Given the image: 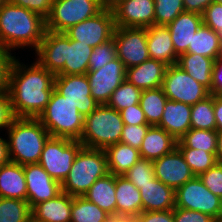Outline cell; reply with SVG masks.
Here are the masks:
<instances>
[{"mask_svg": "<svg viewBox=\"0 0 222 222\" xmlns=\"http://www.w3.org/2000/svg\"><path fill=\"white\" fill-rule=\"evenodd\" d=\"M108 171L115 176H123L141 159L139 150L121 142L104 149Z\"/></svg>", "mask_w": 222, "mask_h": 222, "instance_id": "f1b7e54d", "label": "cell"}, {"mask_svg": "<svg viewBox=\"0 0 222 222\" xmlns=\"http://www.w3.org/2000/svg\"><path fill=\"white\" fill-rule=\"evenodd\" d=\"M214 222H222V219L215 220Z\"/></svg>", "mask_w": 222, "mask_h": 222, "instance_id": "be15d7a7", "label": "cell"}, {"mask_svg": "<svg viewBox=\"0 0 222 222\" xmlns=\"http://www.w3.org/2000/svg\"><path fill=\"white\" fill-rule=\"evenodd\" d=\"M158 127L180 140L191 129V105L168 99Z\"/></svg>", "mask_w": 222, "mask_h": 222, "instance_id": "44dd1931", "label": "cell"}, {"mask_svg": "<svg viewBox=\"0 0 222 222\" xmlns=\"http://www.w3.org/2000/svg\"><path fill=\"white\" fill-rule=\"evenodd\" d=\"M149 127V124L124 125L120 142L139 150Z\"/></svg>", "mask_w": 222, "mask_h": 222, "instance_id": "7bdbcfd3", "label": "cell"}, {"mask_svg": "<svg viewBox=\"0 0 222 222\" xmlns=\"http://www.w3.org/2000/svg\"><path fill=\"white\" fill-rule=\"evenodd\" d=\"M147 48L151 59L174 65L177 63L178 55L176 54L171 40L170 30L167 26H156L146 28Z\"/></svg>", "mask_w": 222, "mask_h": 222, "instance_id": "7402d4cb", "label": "cell"}, {"mask_svg": "<svg viewBox=\"0 0 222 222\" xmlns=\"http://www.w3.org/2000/svg\"><path fill=\"white\" fill-rule=\"evenodd\" d=\"M38 119L51 137L80 140L84 128V117L68 100L53 90L49 103Z\"/></svg>", "mask_w": 222, "mask_h": 222, "instance_id": "52a82bcc", "label": "cell"}, {"mask_svg": "<svg viewBox=\"0 0 222 222\" xmlns=\"http://www.w3.org/2000/svg\"><path fill=\"white\" fill-rule=\"evenodd\" d=\"M191 128L216 130L214 96L211 94L191 106Z\"/></svg>", "mask_w": 222, "mask_h": 222, "instance_id": "e575fe53", "label": "cell"}, {"mask_svg": "<svg viewBox=\"0 0 222 222\" xmlns=\"http://www.w3.org/2000/svg\"><path fill=\"white\" fill-rule=\"evenodd\" d=\"M105 0H53L46 30L64 33L70 27L100 13Z\"/></svg>", "mask_w": 222, "mask_h": 222, "instance_id": "ba28073f", "label": "cell"}, {"mask_svg": "<svg viewBox=\"0 0 222 222\" xmlns=\"http://www.w3.org/2000/svg\"><path fill=\"white\" fill-rule=\"evenodd\" d=\"M168 100L162 87L142 90L140 106L150 126H158Z\"/></svg>", "mask_w": 222, "mask_h": 222, "instance_id": "1f68e13d", "label": "cell"}, {"mask_svg": "<svg viewBox=\"0 0 222 222\" xmlns=\"http://www.w3.org/2000/svg\"><path fill=\"white\" fill-rule=\"evenodd\" d=\"M216 130H199L191 128L180 140L177 147H188L205 152L216 153L217 151Z\"/></svg>", "mask_w": 222, "mask_h": 222, "instance_id": "d6a6232c", "label": "cell"}, {"mask_svg": "<svg viewBox=\"0 0 222 222\" xmlns=\"http://www.w3.org/2000/svg\"><path fill=\"white\" fill-rule=\"evenodd\" d=\"M216 131L222 132V97L214 96Z\"/></svg>", "mask_w": 222, "mask_h": 222, "instance_id": "db71d44e", "label": "cell"}, {"mask_svg": "<svg viewBox=\"0 0 222 222\" xmlns=\"http://www.w3.org/2000/svg\"><path fill=\"white\" fill-rule=\"evenodd\" d=\"M203 24L219 34L222 39V4L211 2L202 14Z\"/></svg>", "mask_w": 222, "mask_h": 222, "instance_id": "ee69618b", "label": "cell"}, {"mask_svg": "<svg viewBox=\"0 0 222 222\" xmlns=\"http://www.w3.org/2000/svg\"><path fill=\"white\" fill-rule=\"evenodd\" d=\"M177 147V140L163 128L150 126L139 149L140 157L154 161L172 152Z\"/></svg>", "mask_w": 222, "mask_h": 222, "instance_id": "484cf974", "label": "cell"}, {"mask_svg": "<svg viewBox=\"0 0 222 222\" xmlns=\"http://www.w3.org/2000/svg\"><path fill=\"white\" fill-rule=\"evenodd\" d=\"M202 24L201 14L183 12L167 25L174 50L178 56L188 51L189 44H192L193 35Z\"/></svg>", "mask_w": 222, "mask_h": 222, "instance_id": "d6986e66", "label": "cell"}, {"mask_svg": "<svg viewBox=\"0 0 222 222\" xmlns=\"http://www.w3.org/2000/svg\"><path fill=\"white\" fill-rule=\"evenodd\" d=\"M0 197L27 201L23 166L9 162L0 166Z\"/></svg>", "mask_w": 222, "mask_h": 222, "instance_id": "4316f807", "label": "cell"}, {"mask_svg": "<svg viewBox=\"0 0 222 222\" xmlns=\"http://www.w3.org/2000/svg\"><path fill=\"white\" fill-rule=\"evenodd\" d=\"M26 179L27 202L31 208L43 201L55 198L62 192L61 183L53 179L39 163L23 166Z\"/></svg>", "mask_w": 222, "mask_h": 222, "instance_id": "e0dca14e", "label": "cell"}, {"mask_svg": "<svg viewBox=\"0 0 222 222\" xmlns=\"http://www.w3.org/2000/svg\"><path fill=\"white\" fill-rule=\"evenodd\" d=\"M5 49L0 48V92L8 89L9 71L15 55Z\"/></svg>", "mask_w": 222, "mask_h": 222, "instance_id": "c3c4849f", "label": "cell"}, {"mask_svg": "<svg viewBox=\"0 0 222 222\" xmlns=\"http://www.w3.org/2000/svg\"><path fill=\"white\" fill-rule=\"evenodd\" d=\"M10 162L8 143L6 139L0 137V166Z\"/></svg>", "mask_w": 222, "mask_h": 222, "instance_id": "11a10c76", "label": "cell"}, {"mask_svg": "<svg viewBox=\"0 0 222 222\" xmlns=\"http://www.w3.org/2000/svg\"><path fill=\"white\" fill-rule=\"evenodd\" d=\"M215 219L208 214L186 210L183 208H174V222H214Z\"/></svg>", "mask_w": 222, "mask_h": 222, "instance_id": "bcb514c9", "label": "cell"}, {"mask_svg": "<svg viewBox=\"0 0 222 222\" xmlns=\"http://www.w3.org/2000/svg\"><path fill=\"white\" fill-rule=\"evenodd\" d=\"M8 1L17 6L27 8L30 11L39 14L45 19L50 14L53 2V0H8Z\"/></svg>", "mask_w": 222, "mask_h": 222, "instance_id": "f6af8a7d", "label": "cell"}, {"mask_svg": "<svg viewBox=\"0 0 222 222\" xmlns=\"http://www.w3.org/2000/svg\"><path fill=\"white\" fill-rule=\"evenodd\" d=\"M198 177L213 194L222 199V163L217 162Z\"/></svg>", "mask_w": 222, "mask_h": 222, "instance_id": "b9f144b4", "label": "cell"}, {"mask_svg": "<svg viewBox=\"0 0 222 222\" xmlns=\"http://www.w3.org/2000/svg\"><path fill=\"white\" fill-rule=\"evenodd\" d=\"M45 32L46 20L39 14L9 1L0 5V48L10 52L21 47L36 50Z\"/></svg>", "mask_w": 222, "mask_h": 222, "instance_id": "3957f363", "label": "cell"}, {"mask_svg": "<svg viewBox=\"0 0 222 222\" xmlns=\"http://www.w3.org/2000/svg\"><path fill=\"white\" fill-rule=\"evenodd\" d=\"M186 53L200 54L215 60L222 56V39L218 33L202 24L193 35L192 44H189Z\"/></svg>", "mask_w": 222, "mask_h": 222, "instance_id": "4dcf8cb0", "label": "cell"}, {"mask_svg": "<svg viewBox=\"0 0 222 222\" xmlns=\"http://www.w3.org/2000/svg\"><path fill=\"white\" fill-rule=\"evenodd\" d=\"M143 211H167L175 208V190L156 177L139 189Z\"/></svg>", "mask_w": 222, "mask_h": 222, "instance_id": "603a6c76", "label": "cell"}, {"mask_svg": "<svg viewBox=\"0 0 222 222\" xmlns=\"http://www.w3.org/2000/svg\"><path fill=\"white\" fill-rule=\"evenodd\" d=\"M105 222H135V219L123 215H110Z\"/></svg>", "mask_w": 222, "mask_h": 222, "instance_id": "9f6ffc18", "label": "cell"}, {"mask_svg": "<svg viewBox=\"0 0 222 222\" xmlns=\"http://www.w3.org/2000/svg\"><path fill=\"white\" fill-rule=\"evenodd\" d=\"M155 177L175 191L195 175L176 147L172 152L153 161Z\"/></svg>", "mask_w": 222, "mask_h": 222, "instance_id": "ac0fdd59", "label": "cell"}, {"mask_svg": "<svg viewBox=\"0 0 222 222\" xmlns=\"http://www.w3.org/2000/svg\"><path fill=\"white\" fill-rule=\"evenodd\" d=\"M213 63L212 58L200 54L183 53L178 56L176 64L210 90Z\"/></svg>", "mask_w": 222, "mask_h": 222, "instance_id": "f546056e", "label": "cell"}, {"mask_svg": "<svg viewBox=\"0 0 222 222\" xmlns=\"http://www.w3.org/2000/svg\"><path fill=\"white\" fill-rule=\"evenodd\" d=\"M15 118L7 90L0 92V130H7Z\"/></svg>", "mask_w": 222, "mask_h": 222, "instance_id": "7dc6e473", "label": "cell"}, {"mask_svg": "<svg viewBox=\"0 0 222 222\" xmlns=\"http://www.w3.org/2000/svg\"><path fill=\"white\" fill-rule=\"evenodd\" d=\"M125 125H144L148 124L140 104L132 105L120 111Z\"/></svg>", "mask_w": 222, "mask_h": 222, "instance_id": "681fc988", "label": "cell"}, {"mask_svg": "<svg viewBox=\"0 0 222 222\" xmlns=\"http://www.w3.org/2000/svg\"><path fill=\"white\" fill-rule=\"evenodd\" d=\"M124 125L120 112L107 105H99L84 117L79 141L86 148L105 149L120 142Z\"/></svg>", "mask_w": 222, "mask_h": 222, "instance_id": "8992f818", "label": "cell"}, {"mask_svg": "<svg viewBox=\"0 0 222 222\" xmlns=\"http://www.w3.org/2000/svg\"><path fill=\"white\" fill-rule=\"evenodd\" d=\"M116 215L136 218L142 211L140 191L125 176H115Z\"/></svg>", "mask_w": 222, "mask_h": 222, "instance_id": "d4e9b609", "label": "cell"}, {"mask_svg": "<svg viewBox=\"0 0 222 222\" xmlns=\"http://www.w3.org/2000/svg\"><path fill=\"white\" fill-rule=\"evenodd\" d=\"M115 192V175L108 173L105 177L97 179L83 197L108 214L116 215Z\"/></svg>", "mask_w": 222, "mask_h": 222, "instance_id": "83f0119b", "label": "cell"}, {"mask_svg": "<svg viewBox=\"0 0 222 222\" xmlns=\"http://www.w3.org/2000/svg\"><path fill=\"white\" fill-rule=\"evenodd\" d=\"M162 88L169 100L191 106L210 95L205 86L197 82L177 64L167 67Z\"/></svg>", "mask_w": 222, "mask_h": 222, "instance_id": "8fae6325", "label": "cell"}, {"mask_svg": "<svg viewBox=\"0 0 222 222\" xmlns=\"http://www.w3.org/2000/svg\"><path fill=\"white\" fill-rule=\"evenodd\" d=\"M213 0H183L185 12L203 14Z\"/></svg>", "mask_w": 222, "mask_h": 222, "instance_id": "f5cc1de1", "label": "cell"}, {"mask_svg": "<svg viewBox=\"0 0 222 222\" xmlns=\"http://www.w3.org/2000/svg\"><path fill=\"white\" fill-rule=\"evenodd\" d=\"M70 222H105L110 216L83 196L73 197Z\"/></svg>", "mask_w": 222, "mask_h": 222, "instance_id": "836d02e7", "label": "cell"}, {"mask_svg": "<svg viewBox=\"0 0 222 222\" xmlns=\"http://www.w3.org/2000/svg\"><path fill=\"white\" fill-rule=\"evenodd\" d=\"M91 88V96L99 105H106L111 94L125 80L126 68L117 57L98 70L86 73Z\"/></svg>", "mask_w": 222, "mask_h": 222, "instance_id": "9a60e30c", "label": "cell"}, {"mask_svg": "<svg viewBox=\"0 0 222 222\" xmlns=\"http://www.w3.org/2000/svg\"><path fill=\"white\" fill-rule=\"evenodd\" d=\"M124 176L131 181L136 188L140 189L141 185H145L155 178L153 161L142 158L139 159L136 164L124 174Z\"/></svg>", "mask_w": 222, "mask_h": 222, "instance_id": "ab89813d", "label": "cell"}, {"mask_svg": "<svg viewBox=\"0 0 222 222\" xmlns=\"http://www.w3.org/2000/svg\"><path fill=\"white\" fill-rule=\"evenodd\" d=\"M14 58L8 80V93L15 117L38 118L49 103L55 74L37 61L26 66Z\"/></svg>", "mask_w": 222, "mask_h": 222, "instance_id": "6da1fadb", "label": "cell"}, {"mask_svg": "<svg viewBox=\"0 0 222 222\" xmlns=\"http://www.w3.org/2000/svg\"><path fill=\"white\" fill-rule=\"evenodd\" d=\"M135 222H174V209L167 211H142Z\"/></svg>", "mask_w": 222, "mask_h": 222, "instance_id": "f907efd6", "label": "cell"}, {"mask_svg": "<svg viewBox=\"0 0 222 222\" xmlns=\"http://www.w3.org/2000/svg\"><path fill=\"white\" fill-rule=\"evenodd\" d=\"M6 131L10 161L22 166L38 163L51 137L38 118L15 117Z\"/></svg>", "mask_w": 222, "mask_h": 222, "instance_id": "277c9868", "label": "cell"}, {"mask_svg": "<svg viewBox=\"0 0 222 222\" xmlns=\"http://www.w3.org/2000/svg\"><path fill=\"white\" fill-rule=\"evenodd\" d=\"M209 93L212 96L222 97V56L214 60Z\"/></svg>", "mask_w": 222, "mask_h": 222, "instance_id": "816d5d0a", "label": "cell"}, {"mask_svg": "<svg viewBox=\"0 0 222 222\" xmlns=\"http://www.w3.org/2000/svg\"><path fill=\"white\" fill-rule=\"evenodd\" d=\"M117 0H105L106 6H111Z\"/></svg>", "mask_w": 222, "mask_h": 222, "instance_id": "680465c9", "label": "cell"}, {"mask_svg": "<svg viewBox=\"0 0 222 222\" xmlns=\"http://www.w3.org/2000/svg\"><path fill=\"white\" fill-rule=\"evenodd\" d=\"M73 197L61 192L55 198L31 208L32 218L38 222H70Z\"/></svg>", "mask_w": 222, "mask_h": 222, "instance_id": "cb8c5ba5", "label": "cell"}, {"mask_svg": "<svg viewBox=\"0 0 222 222\" xmlns=\"http://www.w3.org/2000/svg\"><path fill=\"white\" fill-rule=\"evenodd\" d=\"M113 39L117 57L126 69L140 65L150 58L146 28L115 27Z\"/></svg>", "mask_w": 222, "mask_h": 222, "instance_id": "4fadbf2b", "label": "cell"}, {"mask_svg": "<svg viewBox=\"0 0 222 222\" xmlns=\"http://www.w3.org/2000/svg\"><path fill=\"white\" fill-rule=\"evenodd\" d=\"M117 58L114 39L93 48L88 71H95Z\"/></svg>", "mask_w": 222, "mask_h": 222, "instance_id": "60d3db41", "label": "cell"}, {"mask_svg": "<svg viewBox=\"0 0 222 222\" xmlns=\"http://www.w3.org/2000/svg\"><path fill=\"white\" fill-rule=\"evenodd\" d=\"M27 222H38V221L34 220V219L31 217Z\"/></svg>", "mask_w": 222, "mask_h": 222, "instance_id": "91938a15", "label": "cell"}, {"mask_svg": "<svg viewBox=\"0 0 222 222\" xmlns=\"http://www.w3.org/2000/svg\"><path fill=\"white\" fill-rule=\"evenodd\" d=\"M82 147L79 140L50 137L44 145L38 163L53 179L62 183Z\"/></svg>", "mask_w": 222, "mask_h": 222, "instance_id": "9c48e42d", "label": "cell"}, {"mask_svg": "<svg viewBox=\"0 0 222 222\" xmlns=\"http://www.w3.org/2000/svg\"><path fill=\"white\" fill-rule=\"evenodd\" d=\"M154 0H117L111 6L115 27L147 28L154 25Z\"/></svg>", "mask_w": 222, "mask_h": 222, "instance_id": "2e32d148", "label": "cell"}, {"mask_svg": "<svg viewBox=\"0 0 222 222\" xmlns=\"http://www.w3.org/2000/svg\"><path fill=\"white\" fill-rule=\"evenodd\" d=\"M182 153L185 162L190 166L195 176H199L208 169L212 168L216 163V153L205 152L188 147H177Z\"/></svg>", "mask_w": 222, "mask_h": 222, "instance_id": "74e56055", "label": "cell"}, {"mask_svg": "<svg viewBox=\"0 0 222 222\" xmlns=\"http://www.w3.org/2000/svg\"><path fill=\"white\" fill-rule=\"evenodd\" d=\"M8 0H0V5L3 3V2H7Z\"/></svg>", "mask_w": 222, "mask_h": 222, "instance_id": "6125c7cd", "label": "cell"}, {"mask_svg": "<svg viewBox=\"0 0 222 222\" xmlns=\"http://www.w3.org/2000/svg\"><path fill=\"white\" fill-rule=\"evenodd\" d=\"M168 65L149 58L140 65L127 68L125 79L141 90L162 87Z\"/></svg>", "mask_w": 222, "mask_h": 222, "instance_id": "ffe728a7", "label": "cell"}, {"mask_svg": "<svg viewBox=\"0 0 222 222\" xmlns=\"http://www.w3.org/2000/svg\"><path fill=\"white\" fill-rule=\"evenodd\" d=\"M213 2H216V3L222 4V0H213Z\"/></svg>", "mask_w": 222, "mask_h": 222, "instance_id": "94428289", "label": "cell"}, {"mask_svg": "<svg viewBox=\"0 0 222 222\" xmlns=\"http://www.w3.org/2000/svg\"><path fill=\"white\" fill-rule=\"evenodd\" d=\"M216 159L218 163H222V132H218Z\"/></svg>", "mask_w": 222, "mask_h": 222, "instance_id": "6f0895ef", "label": "cell"}, {"mask_svg": "<svg viewBox=\"0 0 222 222\" xmlns=\"http://www.w3.org/2000/svg\"><path fill=\"white\" fill-rule=\"evenodd\" d=\"M109 173L104 149L82 147L68 176L61 183L62 192L72 197L83 196L97 179Z\"/></svg>", "mask_w": 222, "mask_h": 222, "instance_id": "5b68a950", "label": "cell"}, {"mask_svg": "<svg viewBox=\"0 0 222 222\" xmlns=\"http://www.w3.org/2000/svg\"><path fill=\"white\" fill-rule=\"evenodd\" d=\"M31 217L27 201L0 197V222H27Z\"/></svg>", "mask_w": 222, "mask_h": 222, "instance_id": "d590c367", "label": "cell"}, {"mask_svg": "<svg viewBox=\"0 0 222 222\" xmlns=\"http://www.w3.org/2000/svg\"><path fill=\"white\" fill-rule=\"evenodd\" d=\"M141 93V89L125 79L122 84L113 91L106 105L120 112L132 105L139 104Z\"/></svg>", "mask_w": 222, "mask_h": 222, "instance_id": "8d00e7d4", "label": "cell"}, {"mask_svg": "<svg viewBox=\"0 0 222 222\" xmlns=\"http://www.w3.org/2000/svg\"><path fill=\"white\" fill-rule=\"evenodd\" d=\"M154 25L167 26L180 13L185 12L183 0H154Z\"/></svg>", "mask_w": 222, "mask_h": 222, "instance_id": "f35d334b", "label": "cell"}, {"mask_svg": "<svg viewBox=\"0 0 222 222\" xmlns=\"http://www.w3.org/2000/svg\"><path fill=\"white\" fill-rule=\"evenodd\" d=\"M54 89L71 102L83 117L91 114L99 106L91 96L86 74L56 75Z\"/></svg>", "mask_w": 222, "mask_h": 222, "instance_id": "5bb4252c", "label": "cell"}, {"mask_svg": "<svg viewBox=\"0 0 222 222\" xmlns=\"http://www.w3.org/2000/svg\"><path fill=\"white\" fill-rule=\"evenodd\" d=\"M114 29L113 12L109 6H106L97 15L70 27L64 33L69 39L94 48L111 40Z\"/></svg>", "mask_w": 222, "mask_h": 222, "instance_id": "7c38bea8", "label": "cell"}, {"mask_svg": "<svg viewBox=\"0 0 222 222\" xmlns=\"http://www.w3.org/2000/svg\"><path fill=\"white\" fill-rule=\"evenodd\" d=\"M175 207L195 210L222 219V199L213 194L198 176L175 191Z\"/></svg>", "mask_w": 222, "mask_h": 222, "instance_id": "30bf717a", "label": "cell"}, {"mask_svg": "<svg viewBox=\"0 0 222 222\" xmlns=\"http://www.w3.org/2000/svg\"><path fill=\"white\" fill-rule=\"evenodd\" d=\"M93 47L46 30L35 50L36 61L55 75L86 74Z\"/></svg>", "mask_w": 222, "mask_h": 222, "instance_id": "7a4b0ae2", "label": "cell"}]
</instances>
